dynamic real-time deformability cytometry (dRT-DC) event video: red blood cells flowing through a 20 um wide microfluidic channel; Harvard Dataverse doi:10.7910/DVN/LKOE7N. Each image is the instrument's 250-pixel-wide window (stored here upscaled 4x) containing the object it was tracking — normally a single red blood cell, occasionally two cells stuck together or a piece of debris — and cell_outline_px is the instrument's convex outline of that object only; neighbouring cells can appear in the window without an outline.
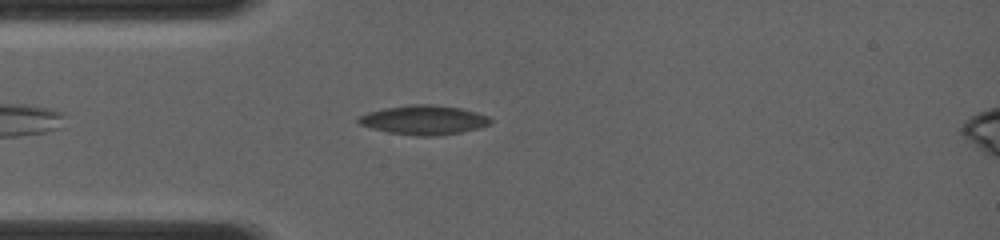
{"species": "common noctule bat (a hibernating species)", "species_latin": "Nyctalus noctula", "temperature_condition": "room temperature", "stored_images_in_passage": 2, "camera_frame_rate_fps": 4000, "um_per_image_px": 0.085, "animal": {"sex": "female", "body_mass_g": 19.0, "forearm_length_mm": 56.7}, "frame": {"image": 1, "passage_image": 2, "time_ms": 1.0, "image_size_px": [1000, 240], "cell_outline_px": [[492, 124], [480, 128], [460, 132], [436, 136], [416, 136], [388, 132], [372, 128], [360, 124], [356, 120], [356, 116], [368, 112], [384, 108], [412, 104], [432, 104], [460, 108], [476, 112], [488, 116], [492, 120]], "centroid_in_image_um": [36.02, 10.19], "position_along_channel_um": 49.0, "area_um2": 22.66}}